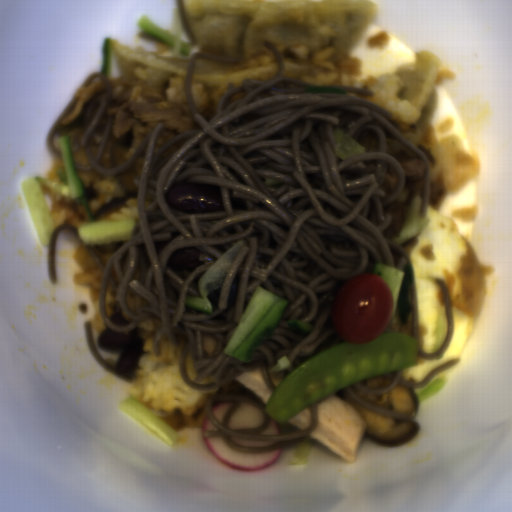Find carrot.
<instances>
[{
    "instance_id": "obj_5",
    "label": "carrot",
    "mask_w": 512,
    "mask_h": 512,
    "mask_svg": "<svg viewBox=\"0 0 512 512\" xmlns=\"http://www.w3.org/2000/svg\"><path fill=\"white\" fill-rule=\"evenodd\" d=\"M270 421H271V424L265 430H263L261 433H259L258 435H278V434H281V432L276 427V425L273 423L271 418H270Z\"/></svg>"
},
{
    "instance_id": "obj_4",
    "label": "carrot",
    "mask_w": 512,
    "mask_h": 512,
    "mask_svg": "<svg viewBox=\"0 0 512 512\" xmlns=\"http://www.w3.org/2000/svg\"><path fill=\"white\" fill-rule=\"evenodd\" d=\"M233 443L242 447L273 446L274 442L254 441L245 439H231Z\"/></svg>"
},
{
    "instance_id": "obj_3",
    "label": "carrot",
    "mask_w": 512,
    "mask_h": 512,
    "mask_svg": "<svg viewBox=\"0 0 512 512\" xmlns=\"http://www.w3.org/2000/svg\"><path fill=\"white\" fill-rule=\"evenodd\" d=\"M229 405H230V402L228 400H220V401L214 402L210 406V411L212 412V414L214 415V417L216 418L218 423L222 422L225 412H226L227 408L229 407Z\"/></svg>"
},
{
    "instance_id": "obj_1",
    "label": "carrot",
    "mask_w": 512,
    "mask_h": 512,
    "mask_svg": "<svg viewBox=\"0 0 512 512\" xmlns=\"http://www.w3.org/2000/svg\"><path fill=\"white\" fill-rule=\"evenodd\" d=\"M213 454L225 465L236 469H264L277 461L282 447L271 452L244 453L226 446L222 437H204Z\"/></svg>"
},
{
    "instance_id": "obj_2",
    "label": "carrot",
    "mask_w": 512,
    "mask_h": 512,
    "mask_svg": "<svg viewBox=\"0 0 512 512\" xmlns=\"http://www.w3.org/2000/svg\"><path fill=\"white\" fill-rule=\"evenodd\" d=\"M264 417L259 408L251 403L241 402L236 405L228 427L231 429H256L262 426Z\"/></svg>"
},
{
    "instance_id": "obj_6",
    "label": "carrot",
    "mask_w": 512,
    "mask_h": 512,
    "mask_svg": "<svg viewBox=\"0 0 512 512\" xmlns=\"http://www.w3.org/2000/svg\"><path fill=\"white\" fill-rule=\"evenodd\" d=\"M203 433L206 430H219L208 418L207 414L205 416L203 426H202Z\"/></svg>"
}]
</instances>
